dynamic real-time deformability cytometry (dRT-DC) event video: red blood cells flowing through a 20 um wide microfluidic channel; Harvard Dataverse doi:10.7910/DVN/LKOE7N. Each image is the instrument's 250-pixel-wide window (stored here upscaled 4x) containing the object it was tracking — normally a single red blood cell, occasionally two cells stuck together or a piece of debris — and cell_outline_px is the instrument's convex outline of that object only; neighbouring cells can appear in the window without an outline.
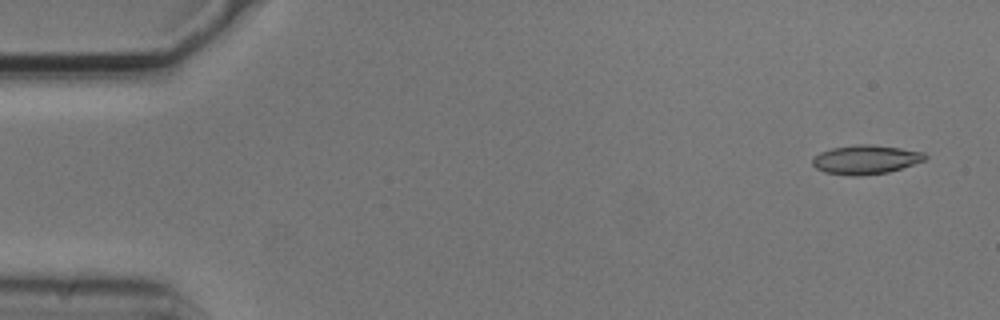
{"species": "common noctule bat (a hibernating species)", "species_latin": "Nyctalus noctula", "temperature_condition": "cold", "stored_images_in_passage": 8, "camera_frame_rate_fps": 3000, "um_per_image_px": 0.085, "animal": {"sex": "male", "body_mass_g": 20.5, "forearm_length_mm": 52.5}, "frame": {"image": 1, "passage_image": 1, "time_ms": 0.0, "image_size_px": [1000, 320], "cell_outline_px": [[928, 156], [924, 160], [888, 172], [860, 176], [848, 176], [824, 172], [816, 168], [812, 164], [812, 160], [820, 152], [832, 148], [860, 144], [868, 144], [900, 148], [924, 152]], "centroid_in_image_um": [73.56, 13.57], "position_along_channel_um": 11.4, "area_um2": 18.9}}
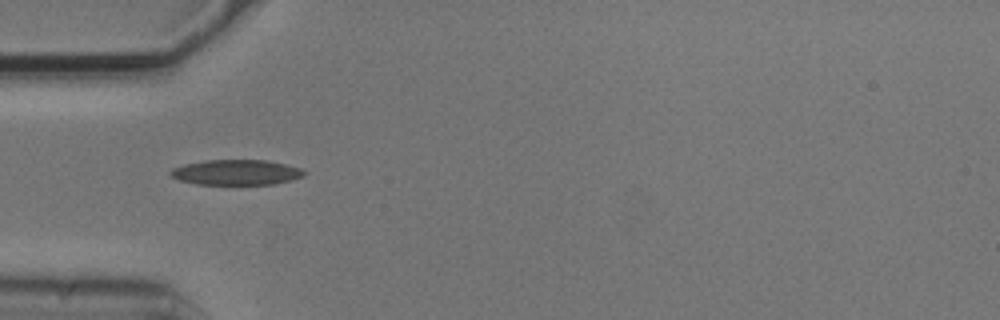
{"frame": {"image": 2, "passage_image": 5, "time_ms": 1.333, "image_size_px": [1000, 320], "cell_outline_px": [[308, 172], [304, 176], [292, 180], [276, 184], [196, 184], [180, 180], [172, 176], [168, 172], [172, 168], [184, 164], [208, 160], [268, 160], [300, 168]], "centroid_in_image_um": [20.11, 14.65], "position_along_channel_um": 64.9, "area_um2": 19.71}}
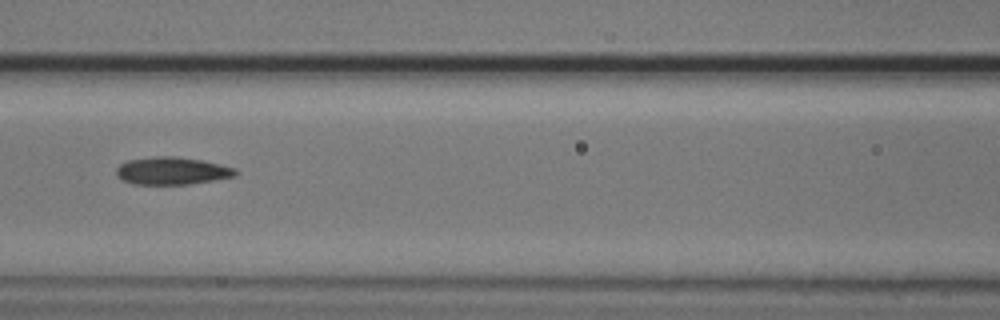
{"frame": {"image": 3, "passage_image": 7, "time_ms": 2.0, "image_size_px": [1000, 320], "cell_outline_px": [[240, 172], [236, 176], [216, 180], [188, 184], [132, 184], [116, 176], [116, 168], [120, 164], [128, 160], [152, 156], [176, 156], [200, 160], [220, 164], [236, 168]], "centroid_in_image_um": [14.64, 14.52], "position_along_channel_um": 152.0, "area_um2": 19.31}}